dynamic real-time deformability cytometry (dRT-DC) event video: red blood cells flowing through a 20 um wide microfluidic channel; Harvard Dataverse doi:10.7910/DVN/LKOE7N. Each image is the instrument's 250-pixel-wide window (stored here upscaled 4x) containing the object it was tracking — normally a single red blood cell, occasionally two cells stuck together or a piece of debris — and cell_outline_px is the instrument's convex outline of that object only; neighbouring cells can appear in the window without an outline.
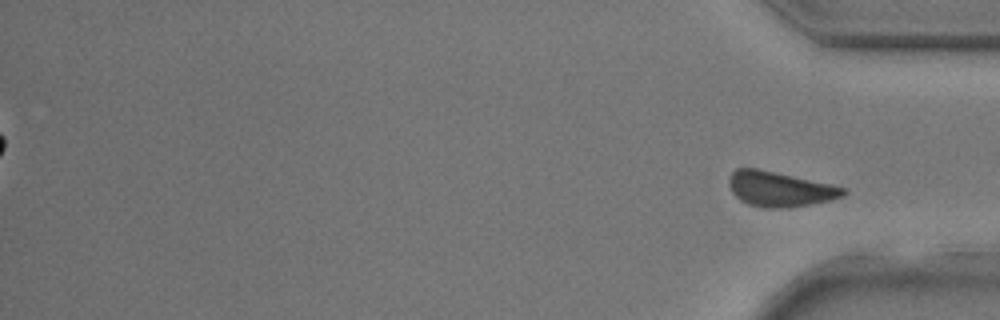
{"species": "common noctule bat (a hibernating species)", "species_latin": "Nyctalus noctula", "temperature_condition": "room temperature", "stored_images_in_passage": 31, "segment_of_instrument_passage": [2, 2], "camera_frame_rate_fps": 3000, "um_per_image_px": 0.085, "animal": {"sex": "male", "body_mass_g": 17.9, "forearm_length_mm": 54.2}, "frame": {"image": 1, "passage_image": 31, "time_ms": 10.0, "image_size_px": [1000, 320], "cell_outline_px": [[848, 192], [844, 196], [832, 200], [792, 208], [764, 208], [748, 204], [740, 200], [732, 192], [728, 184], [728, 180], [732, 172], [736, 168], [756, 168], [828, 184], [844, 188]], "centroid_in_image_um": [66.26, 16.09], "position_along_channel_um": 368.9, "area_um2": 23.24}}